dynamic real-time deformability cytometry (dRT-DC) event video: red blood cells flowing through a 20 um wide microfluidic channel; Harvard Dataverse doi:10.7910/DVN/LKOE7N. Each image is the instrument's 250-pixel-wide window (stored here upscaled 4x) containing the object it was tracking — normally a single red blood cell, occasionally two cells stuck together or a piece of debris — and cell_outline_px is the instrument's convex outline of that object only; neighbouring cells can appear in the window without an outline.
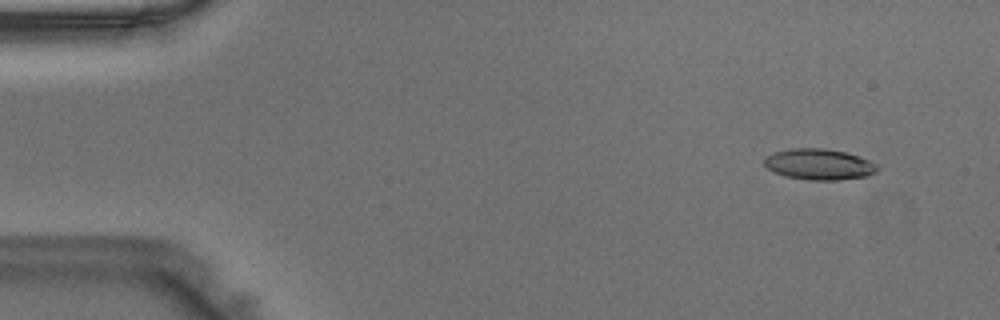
{"species": "Egyptian fruit bat (a non-hibernating species)", "species_latin": "Rousettus aegyptiacus", "temperature_condition": "warm", "stored_images_in_passage": 46, "camera_frame_rate_fps": 3000, "um_per_image_px": 0.085, "animal": {"sex": "male"}, "frame": {"image": 1, "passage_image": 4, "time_ms": 1.0, "image_size_px": [1000, 320], "cell_outline_px": [[880, 168], [876, 172], [868, 176], [836, 180], [812, 180], [784, 176], [768, 168], [764, 164], [764, 156], [772, 152], [792, 148], [824, 148], [844, 152], [868, 160], [876, 164]], "centroid_in_image_um": [69.6, 13.96], "position_along_channel_um": 15.4, "area_um2": 20.35}}
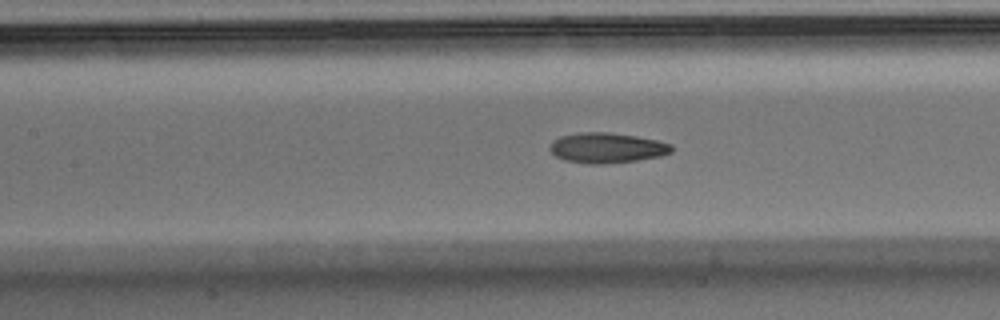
{"frame": {"image": 2, "passage_image": 21, "time_ms": 6.667, "image_size_px": [1000, 320], "cell_outline_px": [[672, 152], [660, 156], [636, 160], [600, 164], [592, 164], [564, 160], [556, 156], [548, 148], [552, 140], [560, 136], [580, 132], [608, 132], [636, 136], [656, 140], [672, 144]], "centroid_in_image_um": [51.56, 12.56], "position_along_channel_um": 155.8, "area_um2": 21.39}}
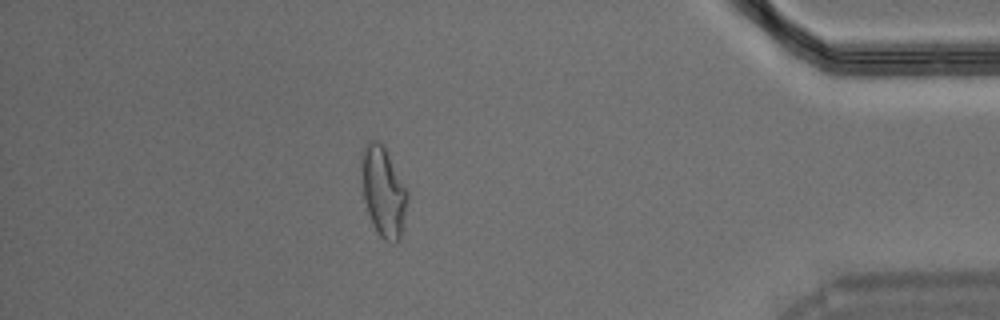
{"frame": {"image": 3, "passage_image": 41, "time_ms": 13.333, "image_size_px": [1000, 320], "cell_outline_px": [[408, 200], [400, 240], [396, 244], [384, 240], [380, 236], [372, 224], [364, 200], [360, 168], [360, 156], [364, 144], [368, 140], [376, 140], [384, 144], [408, 192]], "centroid_in_image_um": [32.57, 16.25], "position_along_channel_um": 402.6, "area_um2": 24.57}}